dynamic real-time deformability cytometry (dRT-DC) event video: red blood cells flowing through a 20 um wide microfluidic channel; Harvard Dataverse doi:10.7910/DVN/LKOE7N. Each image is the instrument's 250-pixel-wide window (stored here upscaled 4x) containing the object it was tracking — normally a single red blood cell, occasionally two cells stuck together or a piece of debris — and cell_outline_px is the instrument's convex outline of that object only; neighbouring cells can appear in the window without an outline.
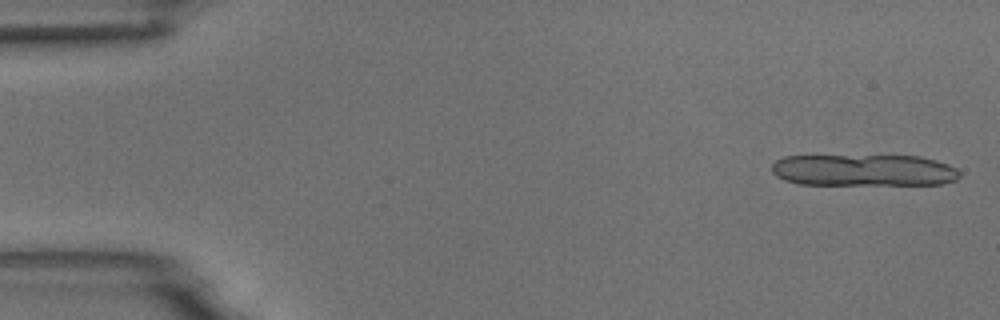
{"species": "common noctule bat (a hibernating species)", "species_latin": "Nyctalus noctula", "temperature_condition": "room temperature", "stored_images_in_passage": 13, "camera_frame_rate_fps": 3000, "um_per_image_px": 0.085, "animal": {"sex": "male", "body_mass_g": 18.8}, "frame": {"image": 1, "passage_image": 2, "time_ms": 0.333, "image_size_px": [1000, 320], "cell_outline_px": [[960, 176], [956, 180], [940, 184], [800, 184], [784, 180], [776, 176], [772, 172], [772, 164], [776, 160], [784, 156], [920, 156], [936, 160], [948, 164], [956, 168], [960, 172]], "centroid_in_image_um": [73.42, 14.46], "position_along_channel_um": 11.6, "area_um2": 34.74}}